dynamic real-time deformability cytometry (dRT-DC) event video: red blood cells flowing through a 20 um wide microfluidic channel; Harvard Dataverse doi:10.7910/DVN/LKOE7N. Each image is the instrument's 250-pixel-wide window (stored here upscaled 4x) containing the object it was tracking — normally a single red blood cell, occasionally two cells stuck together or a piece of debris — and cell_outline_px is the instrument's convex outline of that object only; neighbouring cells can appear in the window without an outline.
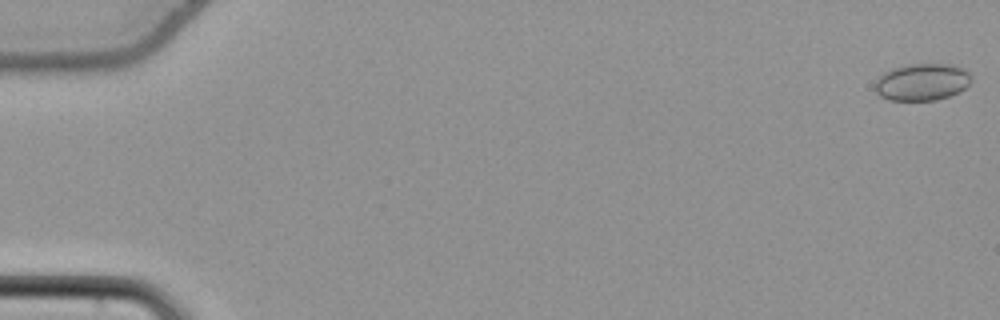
{"species": "common noctule bat (a hibernating species)", "species_latin": "Nyctalus noctula", "temperature_condition": "cold", "stored_images_in_passage": 55, "camera_frame_rate_fps": 3000, "um_per_image_px": 0.085, "animal": {"sex": "female", "body_mass_g": 22.7, "forearm_length_mm": 54.2}, "frame": {"image": 1, "passage_image": 1, "time_ms": 0.0, "image_size_px": [1000, 320], "cell_outline_px": [[972, 80], [960, 92], [936, 100], [888, 100], [880, 96], [876, 92], [876, 80], [884, 72], [892, 68], [904, 64], [952, 64], [964, 68], [972, 76]], "centroid_in_image_um": [78.39, 6.96], "position_along_channel_um": 6.6, "area_um2": 20.92}}
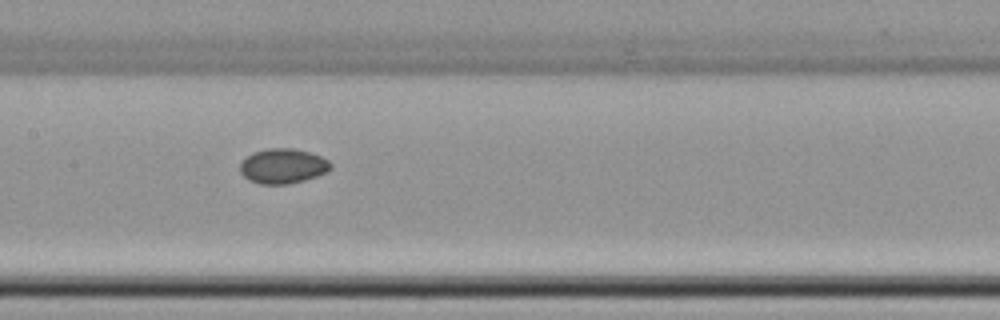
{"frame": {"image": 2, "passage_image": 28, "time_ms": 9.0, "image_size_px": [1000, 320], "cell_outline_px": [[332, 168], [328, 172], [304, 180], [288, 184], [260, 184], [248, 180], [240, 172], [240, 164], [248, 156], [256, 152], [268, 148], [292, 148], [308, 152], [320, 156], [328, 160], [332, 164]], "centroid_in_image_um": [24.07, 14.13], "position_along_channel_um": 183.3, "area_um2": 18.32}}
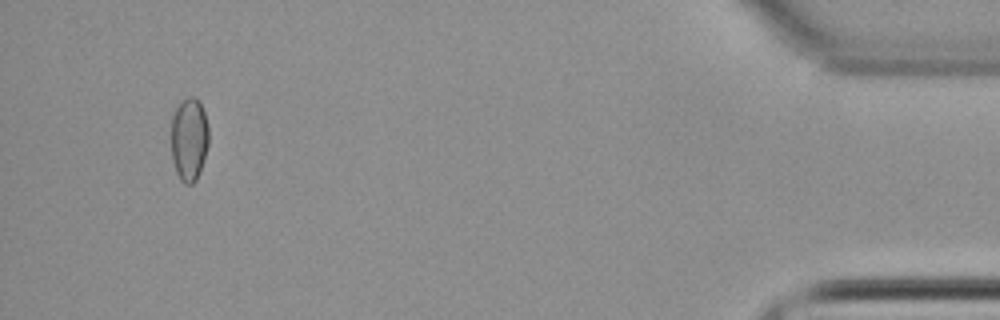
{"frame": {"image": 3, "passage_image": 52, "time_ms": 17.0, "image_size_px": [1000, 320], "cell_outline_px": [[208, 144], [204, 160], [200, 172], [196, 180], [192, 184], [184, 184], [180, 180], [176, 172], [172, 160], [172, 116], [176, 108], [188, 96], [196, 96], [204, 112], [208, 128]], "centroid_in_image_um": [16.08, 11.86], "position_along_channel_um": 419.1, "area_um2": 18.21}}